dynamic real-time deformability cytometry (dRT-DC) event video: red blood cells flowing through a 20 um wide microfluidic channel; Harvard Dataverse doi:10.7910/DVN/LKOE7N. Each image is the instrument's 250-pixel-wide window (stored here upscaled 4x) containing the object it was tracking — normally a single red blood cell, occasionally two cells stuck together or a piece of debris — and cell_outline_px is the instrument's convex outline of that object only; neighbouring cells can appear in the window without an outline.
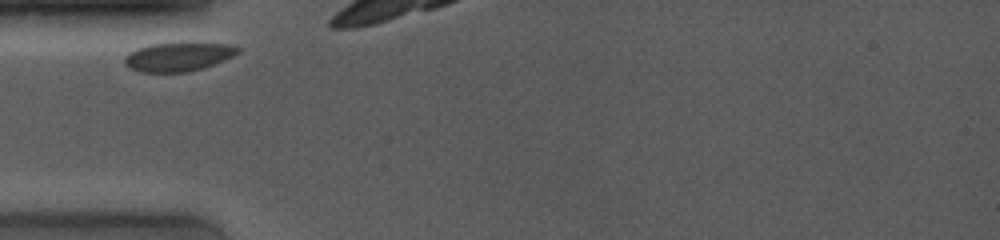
{"species": "common noctule bat (a hibernating species)", "species_latin": "Nyctalus noctula", "temperature_condition": "room temperature", "stored_images_in_passage": 4, "camera_frame_rate_fps": 4000, "um_per_image_px": 0.085, "animal": {"sex": "female", "body_mass_g": 19.0, "forearm_length_mm": 53.3}, "frame": {"image": 1, "passage_image": 1, "time_ms": 0.0, "image_size_px": [1000, 240], "cell_outline_px": [[240, 52], [224, 60], [204, 68], [188, 72], [140, 72], [124, 64], [124, 56], [128, 52], [136, 48], [148, 44], [228, 44], [240, 48]], "centroid_in_image_um": [15.11, 4.84], "position_along_channel_um": 69.9, "area_um2": 18.79}}